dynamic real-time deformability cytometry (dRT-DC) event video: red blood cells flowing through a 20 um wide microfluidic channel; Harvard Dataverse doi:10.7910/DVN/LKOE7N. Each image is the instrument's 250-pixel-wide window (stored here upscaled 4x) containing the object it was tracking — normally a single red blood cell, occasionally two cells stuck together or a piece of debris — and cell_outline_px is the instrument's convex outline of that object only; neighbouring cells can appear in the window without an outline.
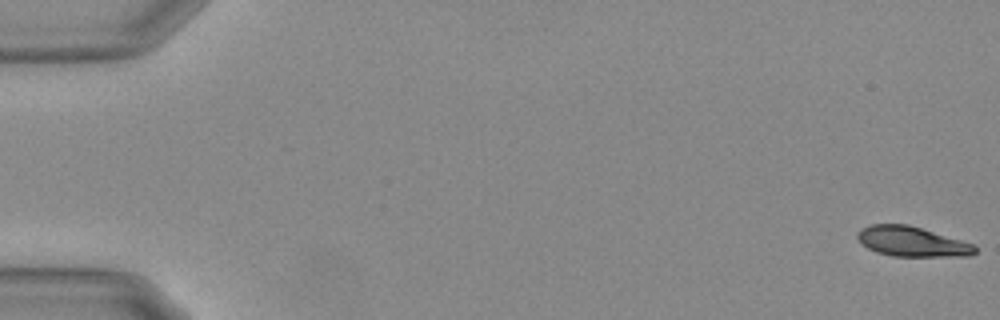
{"species": "Egyptian fruit bat (a non-hibernating species)", "species_latin": "Rousettus aegyptiacus", "temperature_condition": "warm", "stored_images_in_passage": 50, "camera_frame_rate_fps": 3000, "um_per_image_px": 0.085, "animal": {"sex": "female"}, "frame": {"image": 1, "passage_image": 1, "time_ms": 0.0, "image_size_px": [1000, 320], "cell_outline_px": [[976, 252], [968, 256], [892, 256], [876, 252], [868, 248], [856, 236], [856, 232], [860, 228], [872, 224], [908, 224], [960, 240], [972, 244], [976, 248]], "centroid_in_image_um": [77.47, 20.53], "position_along_channel_um": 7.5, "area_um2": 20.29}}
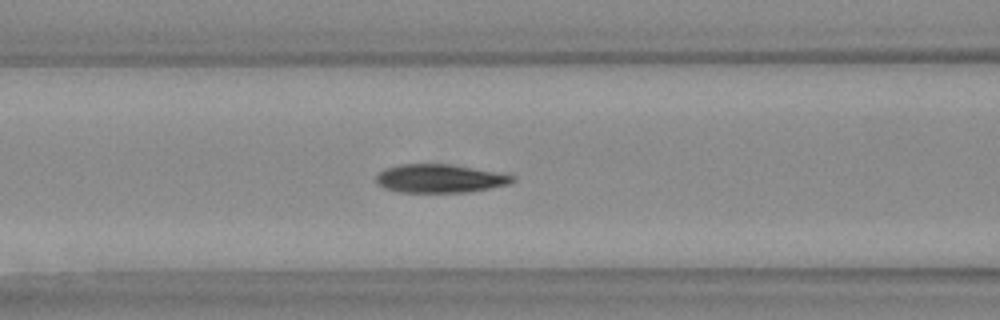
{"frame": {"image": 2, "passage_image": 24, "time_ms": 7.667, "image_size_px": [1000, 320], "cell_outline_px": [[516, 180], [508, 184], [468, 192], [400, 192], [384, 188], [376, 184], [376, 176], [380, 172], [388, 168], [400, 164], [448, 164], [472, 168], [516, 176]], "centroid_in_image_um": [37.36, 15.18], "position_along_channel_um": 129.2, "area_um2": 22.31}}
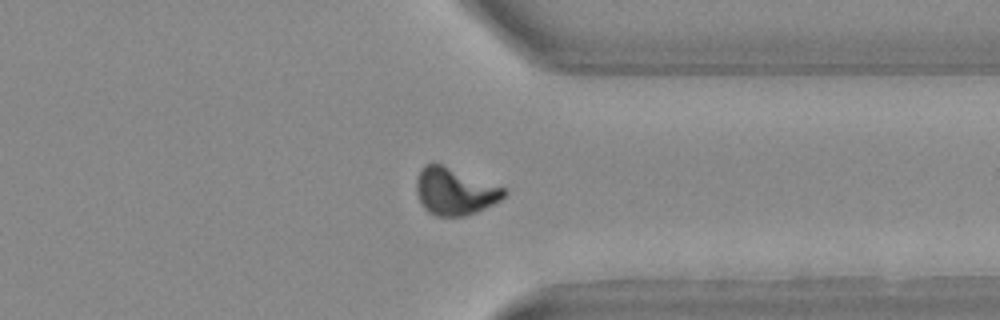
{"frame": {"image": 3, "passage_image": 44, "time_ms": 14.333, "image_size_px": [1000, 320], "cell_outline_px": [[508, 192], [500, 200], [476, 212], [464, 216], [436, 216], [428, 212], [424, 208], [416, 192], [416, 180], [420, 168], [424, 164], [432, 160], [504, 188]], "centroid_in_image_um": [38.6, 16.24], "position_along_channel_um": 372.8, "area_um2": 24.1}}